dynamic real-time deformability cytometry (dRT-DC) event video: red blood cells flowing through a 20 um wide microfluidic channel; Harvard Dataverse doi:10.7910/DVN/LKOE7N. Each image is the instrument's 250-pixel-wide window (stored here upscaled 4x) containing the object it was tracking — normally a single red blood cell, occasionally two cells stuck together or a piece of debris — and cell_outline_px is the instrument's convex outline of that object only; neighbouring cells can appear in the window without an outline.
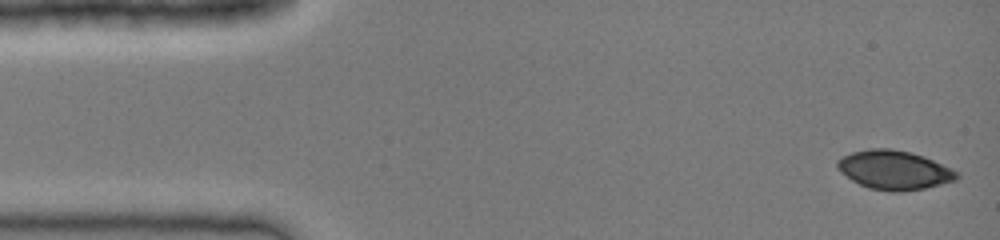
{"species": "common noctule bat (a hibernating species)", "species_latin": "Nyctalus noctula", "temperature_condition": "cold", "stored_images_in_passage": 40, "camera_frame_rate_fps": 3000, "um_per_image_px": 0.085, "animal": {"sex": "female", "body_mass_g": 19.0, "forearm_length_mm": 51.5}, "frame": {"image": 1, "passage_image": 1, "time_ms": 0.0, "image_size_px": [1000, 240], "cell_outline_px": [[960, 176], [956, 180], [924, 188], [900, 192], [892, 192], [868, 188], [852, 180], [836, 168], [836, 160], [852, 152], [868, 148], [892, 148], [912, 152], [924, 156], [960, 172]], "centroid_in_image_um": [76.01, 14.44], "position_along_channel_um": 9.0, "area_um2": 27.34}}
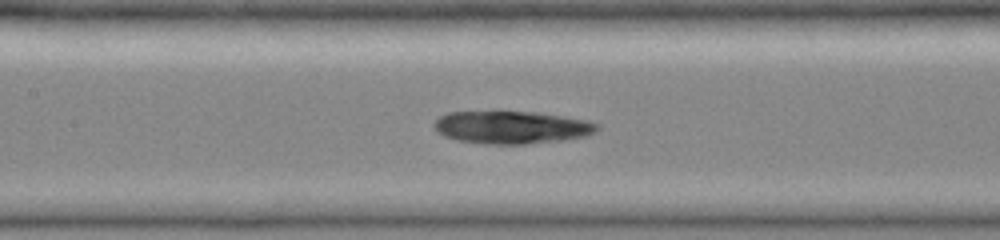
{"frame": {"image": 2, "passage_image": 18, "time_ms": 5.667, "image_size_px": [1000, 240], "cell_outline_px": [[600, 128], [596, 132], [588, 136], [564, 140], [524, 144], [484, 144], [456, 140], [444, 136], [436, 132], [432, 128], [432, 124], [440, 116], [448, 112], [536, 112], [588, 120], [600, 124]], "centroid_in_image_um": [43.5, 10.83], "position_along_channel_um": 163.9, "area_um2": 31.39}}
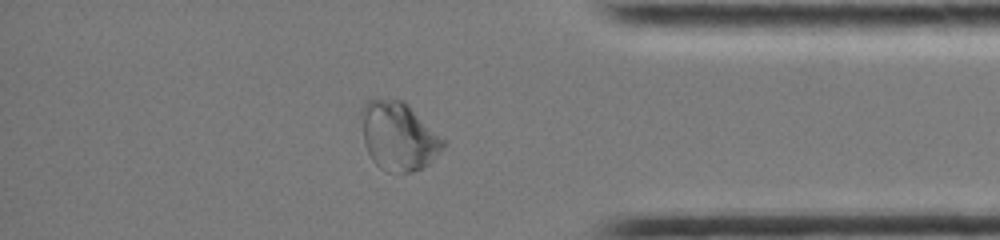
{"frame": {"image": 3, "passage_image": 34, "time_ms": 11.0, "image_size_px": [1000, 240], "cell_outline_px": [[448, 144], [424, 168], [412, 172], [384, 172], [372, 160], [364, 144], [360, 116], [360, 108], [364, 100], [372, 96], [376, 96], [404, 100]], "centroid_in_image_um": [33.81, 11.53], "position_along_channel_um": 401.4, "area_um2": 33.47}}